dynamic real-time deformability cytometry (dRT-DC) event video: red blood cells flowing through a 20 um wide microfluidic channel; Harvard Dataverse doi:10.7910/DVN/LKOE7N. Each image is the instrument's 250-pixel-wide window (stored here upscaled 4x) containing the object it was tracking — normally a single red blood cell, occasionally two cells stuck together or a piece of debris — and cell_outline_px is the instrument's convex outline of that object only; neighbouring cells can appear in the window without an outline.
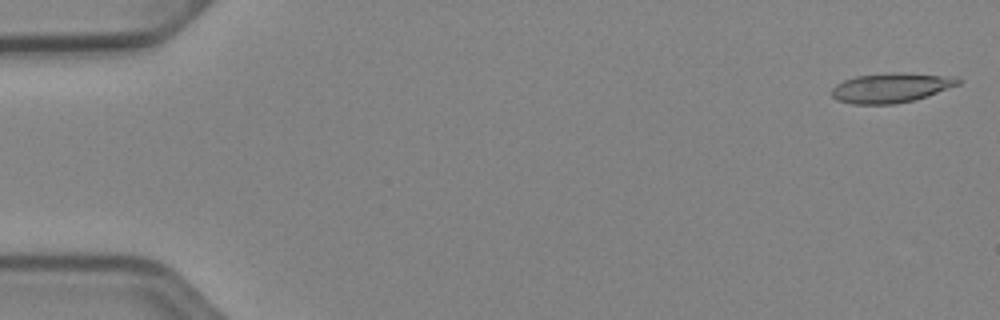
{"species": "Egyptian fruit bat (a non-hibernating species)", "species_latin": "Rousettus aegyptiacus", "temperature_condition": "cold", "stored_images_in_passage": 52, "camera_frame_rate_fps": 3000, "um_per_image_px": 0.085, "animal": {"sex": "female"}, "frame": {"image": 1, "passage_image": 2, "time_ms": 0.333, "image_size_px": [1000, 320], "cell_outline_px": [[964, 80], [960, 84], [928, 96], [916, 100], [892, 104], [852, 104], [836, 100], [832, 96], [832, 88], [836, 84], [844, 80], [856, 76], [888, 72], [900, 72], [956, 76]], "centroid_in_image_um": [75.78, 7.45], "position_along_channel_um": 9.2, "area_um2": 22.25}}
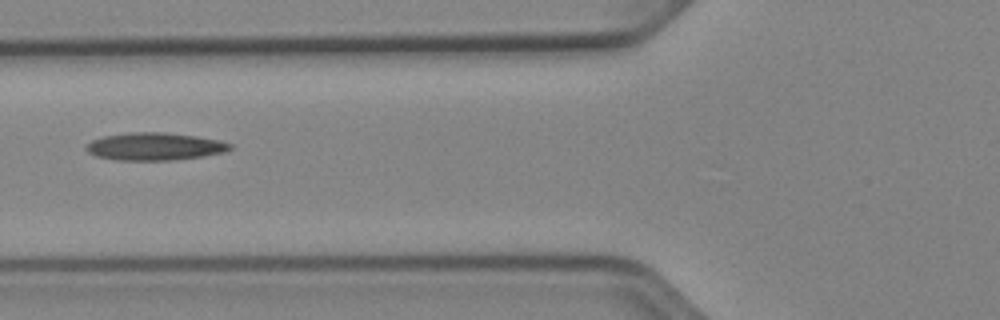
{"frame": {"image": 2, "passage_image": 21, "time_ms": 6.667, "image_size_px": [1000, 320], "cell_outline_px": [[232, 148], [224, 152], [200, 156], [168, 160], [116, 160], [96, 156], [88, 152], [84, 148], [84, 144], [92, 140], [104, 136], [128, 132], [164, 132], [196, 136], [220, 140], [232, 144]], "centroid_in_image_um": [13.1, 12.44], "position_along_channel_um": 112.7, "area_um2": 23.12}}
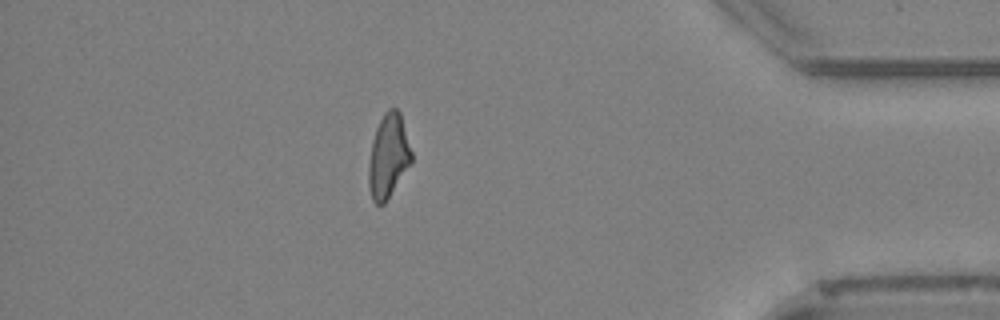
{"frame": {"image": 3, "passage_image": 46, "time_ms": 15.0, "image_size_px": [1000, 320], "cell_outline_px": [[412, 164], [384, 204], [376, 204], [372, 200], [368, 184], [368, 164], [372, 140], [376, 128], [384, 112], [388, 108], [396, 108], [400, 112], [412, 152]], "centroid_in_image_um": [33.01, 13.28], "position_along_channel_um": 402.2, "area_um2": 21.15}, "authors_computed_cell_mechanics": {"area_um2": 21.5883, "velocity_mm_per_s": 3.9315, "shape_relaxation_time_tau1_ms": null, "shape_relaxation_time_tau2_ms": 3.8487, "deformation_change_tau1": null, "deformation_change_tau2": 0.1422}}